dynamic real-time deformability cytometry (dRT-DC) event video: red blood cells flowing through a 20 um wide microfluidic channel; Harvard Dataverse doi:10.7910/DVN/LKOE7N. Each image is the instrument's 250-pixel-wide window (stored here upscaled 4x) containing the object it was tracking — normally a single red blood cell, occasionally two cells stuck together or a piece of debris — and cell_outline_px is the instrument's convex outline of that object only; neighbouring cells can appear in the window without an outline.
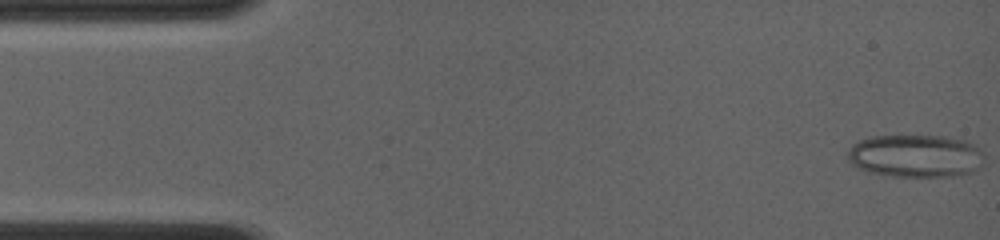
{"species": "common noctule bat (a hibernating species)", "species_latin": "Nyctalus noctula", "temperature_condition": "room temperature", "stored_images_in_passage": 58, "camera_frame_rate_fps": 4000, "um_per_image_px": 0.085, "animal": {"sex": "female", "body_mass_g": 19.0, "forearm_length_mm": 56.7}, "frame": {"image": 1, "passage_image": 1, "time_ms": 0.0, "image_size_px": [1000, 240], "cell_outline_px": [[984, 160], [980, 168], [972, 172], [960, 176], [892, 176], [872, 172], [860, 168], [852, 164], [848, 160], [848, 148], [852, 144], [860, 140], [872, 136], [944, 136], [964, 140], [980, 148]], "centroid_in_image_um": [77.85, 13.25], "position_along_channel_um": 7.2, "area_um2": 34.1}}
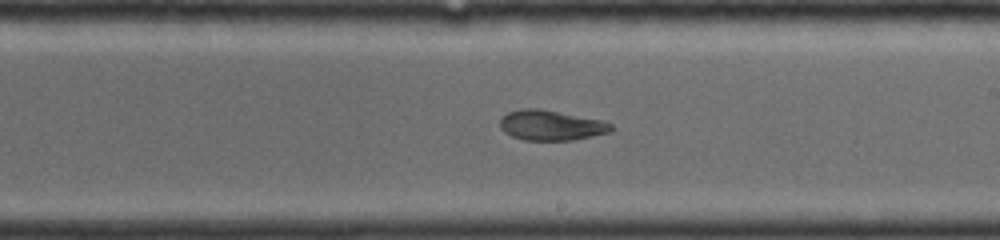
{"frame": {"image": 2, "passage_image": 35, "time_ms": 8.5, "image_size_px": [1000, 240], "cell_outline_px": [[612, 128], [608, 132], [592, 136], [572, 140], [524, 140], [512, 136], [504, 132], [500, 128], [500, 116], [508, 112], [520, 108], [540, 108], [600, 120], [612, 124]], "centroid_in_image_um": [46.76, 10.64], "position_along_channel_um": 242.2, "area_um2": 19.48}}
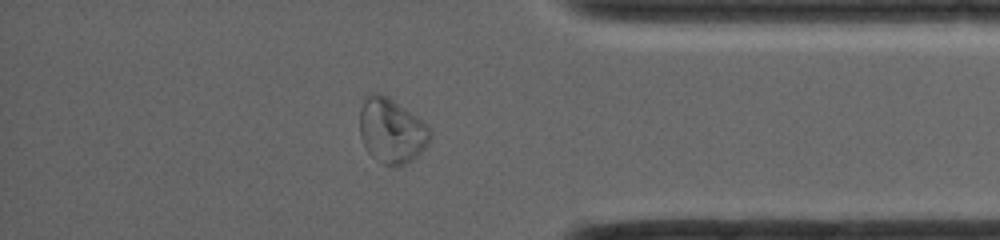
{"frame": {"image": 3, "passage_image": 51, "time_ms": 12.5, "image_size_px": [1000, 240], "cell_outline_px": [[432, 136], [428, 144], [412, 160], [400, 168], [392, 168], [384, 164], [372, 156], [368, 152], [360, 136], [360, 108], [364, 96], [368, 92], [380, 92], [416, 116], [432, 128]], "centroid_in_image_um": [33.28, 11.12], "position_along_channel_um": 401.9, "area_um2": 26.99}, "authors_computed_cell_mechanics": {"area_um2": 25.1141, "velocity_mm_per_s": 4.1755, "shape_relaxation_time_tau1_ms": null, "shape_relaxation_time_tau2_ms": 1.5929, "deformation_change_tau1": null, "deformation_change_tau2": 0.0413}}